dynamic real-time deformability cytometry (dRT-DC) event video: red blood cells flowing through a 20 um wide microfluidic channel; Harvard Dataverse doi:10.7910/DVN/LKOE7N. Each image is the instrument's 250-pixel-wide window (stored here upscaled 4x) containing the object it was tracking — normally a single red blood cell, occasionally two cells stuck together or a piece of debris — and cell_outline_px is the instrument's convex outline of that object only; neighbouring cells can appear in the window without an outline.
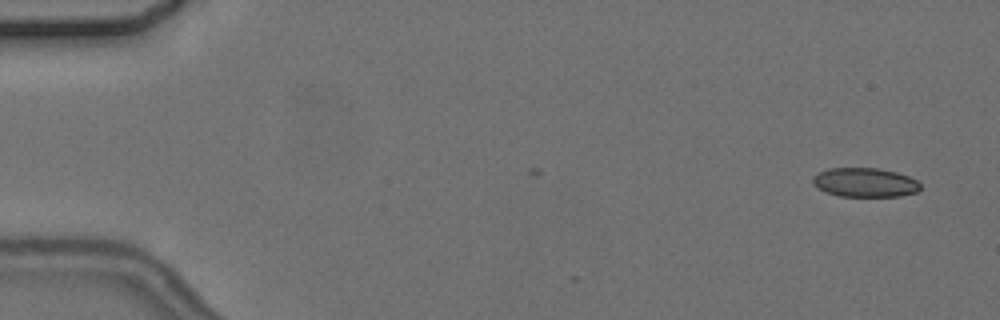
{"species": "common noctule bat (a hibernating species)", "species_latin": "Nyctalus noctula", "temperature_condition": "cold", "stored_images_in_passage": 5, "camera_frame_rate_fps": 3000, "um_per_image_px": 0.085, "animal": {"sex": "female", "body_mass_g": 24.6, "forearm_length_mm": 56.2}, "frame": {"image": 1, "passage_image": 1, "time_ms": 0.0, "image_size_px": [1000, 320], "cell_outline_px": [[920, 188], [916, 192], [900, 196], [840, 196], [828, 192], [812, 184], [812, 176], [828, 168], [880, 168], [896, 172], [908, 176], [916, 180], [920, 184]], "centroid_in_image_um": [73.52, 15.5], "position_along_channel_um": 11.5, "area_um2": 18.15}}